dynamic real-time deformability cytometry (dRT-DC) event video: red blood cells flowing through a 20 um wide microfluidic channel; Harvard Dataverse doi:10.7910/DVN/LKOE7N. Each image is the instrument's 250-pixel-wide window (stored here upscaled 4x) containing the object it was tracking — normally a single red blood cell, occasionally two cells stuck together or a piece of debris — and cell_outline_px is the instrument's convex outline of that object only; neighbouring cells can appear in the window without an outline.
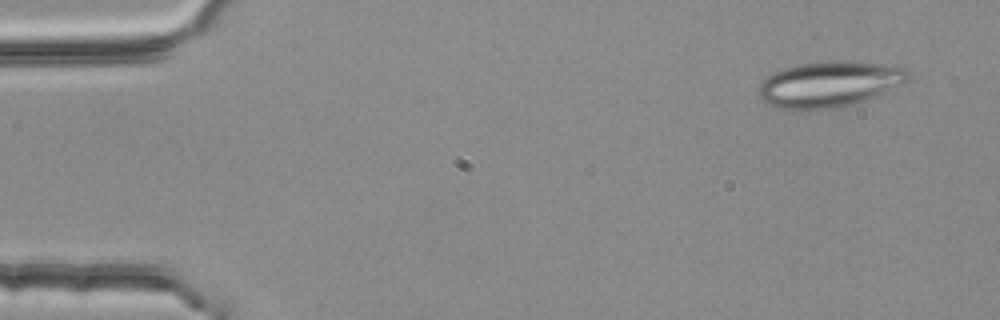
{"species": "common noctule bat (a hibernating species)", "species_latin": "Nyctalus noctula", "temperature_condition": "room temperature", "stored_images_in_passage": 3, "camera_frame_rate_fps": 3000, "um_per_image_px": 0.085, "animal": {"sex": "female", "body_mass_g": 25.1}, "frame": {"image": 1, "passage_image": 1, "time_ms": 0.0, "image_size_px": [1000, 320], "cell_outline_px": [[908, 80], [904, 84], [856, 104], [836, 108], [792, 112], [768, 104], [760, 100], [756, 88], [760, 80], [784, 68], [800, 64], [828, 60], [904, 64], [908, 68]], "centroid_in_image_um": [70.5, 7.16], "position_along_channel_um": 14.5, "area_um2": 41.21}}